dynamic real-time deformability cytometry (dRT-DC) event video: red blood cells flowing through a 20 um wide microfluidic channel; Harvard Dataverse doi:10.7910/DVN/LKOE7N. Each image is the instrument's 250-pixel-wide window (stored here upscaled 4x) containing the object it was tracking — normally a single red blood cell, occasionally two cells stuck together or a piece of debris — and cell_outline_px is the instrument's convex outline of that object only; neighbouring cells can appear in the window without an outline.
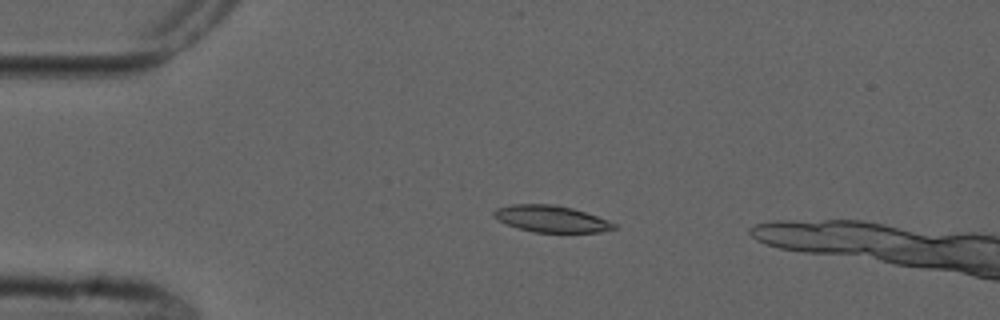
{"species": "common noctule bat (a hibernating species)", "species_latin": "Nyctalus noctula", "temperature_condition": "cold", "stored_images_in_passage": 5, "camera_frame_rate_fps": 3000, "um_per_image_px": 0.085, "animal": {"sex": "male", "forearm_length_mm": 52.5}, "frame": {"image": 1, "passage_image": 3, "time_ms": 2.333, "image_size_px": [1000, 320], "cell_outline_px": [[616, 228], [600, 232], [532, 232], [508, 224], [492, 216], [492, 212], [496, 208], [512, 204], [552, 204], [572, 208], [596, 216], [616, 224]], "centroid_in_image_um": [46.82, 18.59], "position_along_channel_um": 38.2, "area_um2": 18.38}}